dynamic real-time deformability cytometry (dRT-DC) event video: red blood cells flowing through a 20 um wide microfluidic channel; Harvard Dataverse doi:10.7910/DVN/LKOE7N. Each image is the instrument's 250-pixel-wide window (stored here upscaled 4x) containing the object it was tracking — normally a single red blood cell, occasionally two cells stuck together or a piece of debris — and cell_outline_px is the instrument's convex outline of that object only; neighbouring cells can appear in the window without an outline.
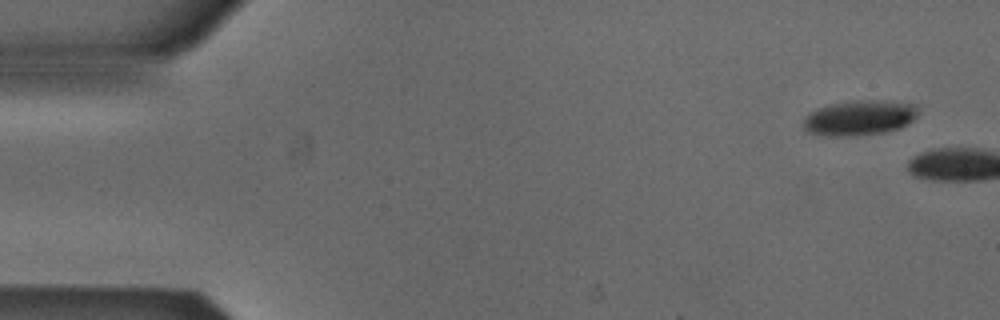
{"species": "Egyptian fruit bat (a non-hibernating species)", "species_latin": "Rousettus aegyptiacus", "temperature_condition": "cold", "stored_images_in_passage": 5, "camera_frame_rate_fps": 3000, "um_per_image_px": 0.085, "animal": {"sex": "male"}, "frame": {"image": 1, "passage_image": 1, "time_ms": 0.0, "image_size_px": [1000, 320], "cell_outline_px": [[920, 112], [908, 124], [900, 128], [884, 132], [852, 136], [824, 136], [808, 132], [804, 128], [804, 116], [808, 112], [816, 108], [828, 104], [856, 100], [884, 100], [916, 104]], "centroid_in_image_um": [73.05, 10.0], "position_along_channel_um": 12.0, "area_um2": 23.87}}
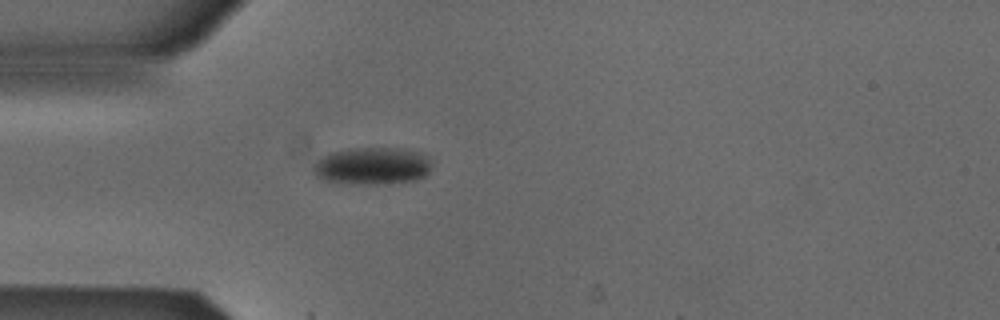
{"frame": {"image": 2, "passage_image": 5, "time_ms": 1.333, "image_size_px": [1000, 320], "cell_outline_px": [[428, 172], [424, 176], [416, 180], [376, 184], [360, 184], [324, 180], [316, 176], [312, 168], [324, 156], [332, 152], [348, 148], [404, 148], [420, 152], [428, 160]], "centroid_in_image_um": [31.63, 14.1], "position_along_channel_um": 53.4, "area_um2": 25.26}}